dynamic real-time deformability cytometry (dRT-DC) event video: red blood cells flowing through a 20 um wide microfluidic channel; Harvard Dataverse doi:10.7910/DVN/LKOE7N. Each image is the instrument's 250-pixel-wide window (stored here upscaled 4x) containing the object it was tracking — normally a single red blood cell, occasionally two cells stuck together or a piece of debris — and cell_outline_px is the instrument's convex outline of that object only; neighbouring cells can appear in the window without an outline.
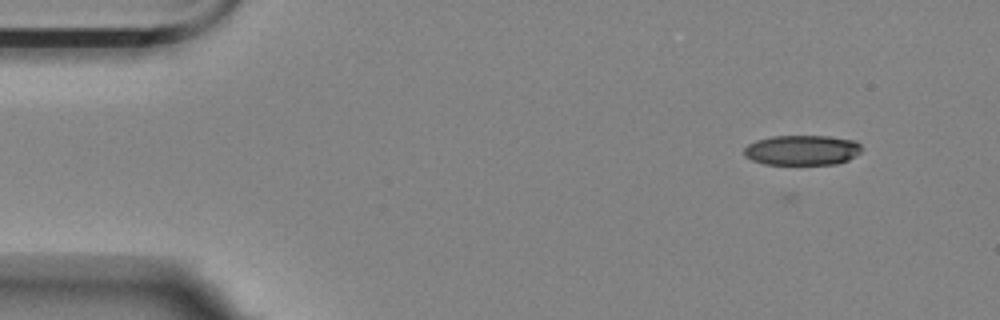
{"species": "Egyptian fruit bat (a non-hibernating species)", "species_latin": "Rousettus aegyptiacus", "temperature_condition": "room temperature", "stored_images_in_passage": 9, "camera_frame_rate_fps": 3000, "um_per_image_px": 0.085, "animal": {"sex": "female"}, "frame": {"image": 1, "passage_image": 1, "time_ms": 0.0, "image_size_px": [1000, 320], "cell_outline_px": [[864, 148], [856, 156], [848, 160], [836, 164], [764, 164], [752, 160], [744, 156], [744, 148], [748, 144], [756, 140], [772, 136], [828, 136], [856, 140]], "centroid_in_image_um": [68.2, 12.76], "position_along_channel_um": 16.8, "area_um2": 20.81}}